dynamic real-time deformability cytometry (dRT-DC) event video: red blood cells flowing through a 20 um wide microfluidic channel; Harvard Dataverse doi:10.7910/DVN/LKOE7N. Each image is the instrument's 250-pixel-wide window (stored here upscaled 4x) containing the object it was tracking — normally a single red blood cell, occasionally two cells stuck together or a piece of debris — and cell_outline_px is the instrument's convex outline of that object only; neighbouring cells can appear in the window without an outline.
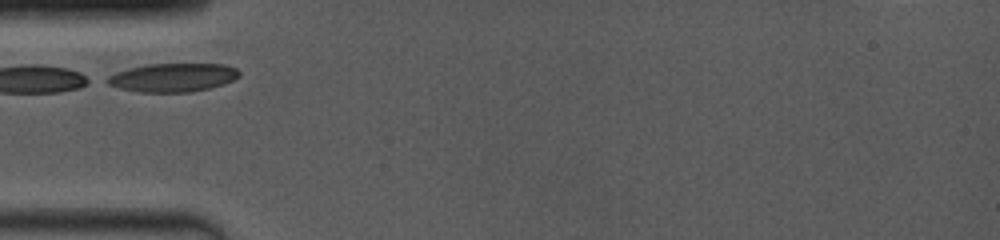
{"species": "common noctule bat (a hibernating species)", "species_latin": "Nyctalus noctula", "temperature_condition": "room temperature", "stored_images_in_passage": 3, "camera_frame_rate_fps": 4000, "um_per_image_px": 0.085, "animal": {"sex": "female", "body_mass_g": 19.0, "forearm_length_mm": 53.3}, "frame": {"image": 1, "passage_image": 1, "time_ms": 0.0, "image_size_px": [1000, 240], "cell_outline_px": [[240, 76], [224, 84], [208, 88], [188, 92], [140, 92], [120, 88], [108, 84], [100, 80], [116, 72], [128, 68], [148, 64], [224, 64], [236, 68], [240, 72]], "centroid_in_image_um": [14.65, 6.58], "position_along_channel_um": 70.4, "area_um2": 22.02}}
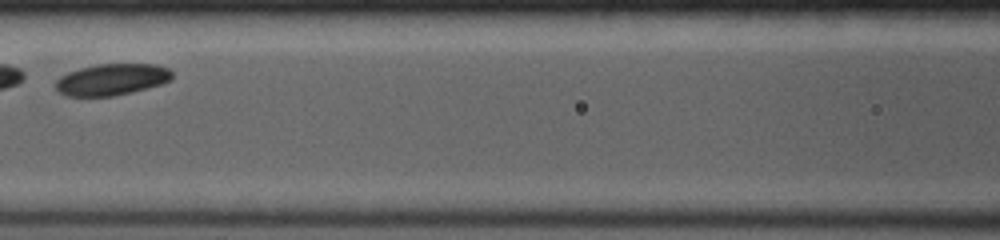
{"frame": {"image": 2, "passage_image": 3, "time_ms": 2.25, "image_size_px": [1000, 240], "cell_outline_px": [[172, 80], [160, 84], [132, 92], [112, 96], [68, 96], [60, 92], [56, 88], [56, 80], [60, 76], [68, 72], [80, 68], [96, 64], [156, 64], [168, 68], [172, 72]], "centroid_in_image_um": [9.51, 6.75], "position_along_channel_um": 157.1, "area_um2": 21.33}}